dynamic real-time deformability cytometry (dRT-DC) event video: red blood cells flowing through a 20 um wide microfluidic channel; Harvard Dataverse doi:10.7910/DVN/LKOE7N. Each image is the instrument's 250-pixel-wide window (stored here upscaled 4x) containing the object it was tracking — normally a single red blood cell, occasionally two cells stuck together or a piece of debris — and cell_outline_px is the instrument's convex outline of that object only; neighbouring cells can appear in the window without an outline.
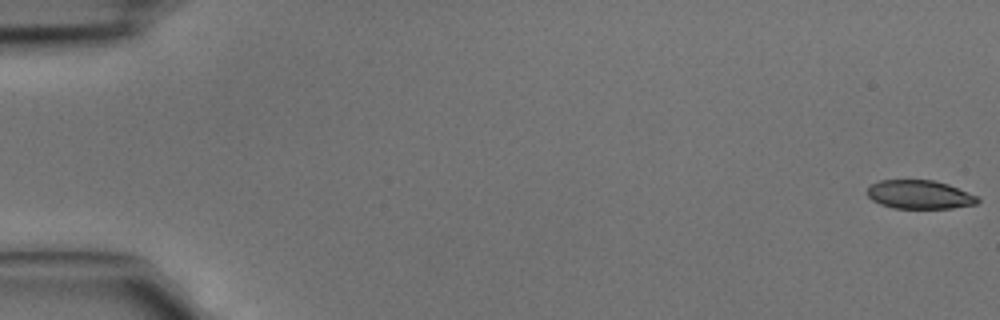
{"species": "common noctule bat (a hibernating species)", "species_latin": "Nyctalus noctula", "temperature_condition": "cold", "stored_images_in_passage": 5, "segment_of_instrument_passage": [2, 2], "camera_frame_rate_fps": 3000, "um_per_image_px": 0.085, "animal": {"sex": "male", "body_mass_g": 15.6}, "frame": {"image": 1, "passage_image": 5, "time_ms": 1.333, "image_size_px": [1000, 320], "cell_outline_px": [[980, 200], [976, 204], [952, 208], [892, 208], [880, 204], [872, 200], [868, 196], [868, 188], [872, 184], [880, 180], [932, 180], [948, 184], [976, 196]], "centroid_in_image_um": [78.14, 16.54], "position_along_channel_um": 6.9, "area_um2": 18.26}}